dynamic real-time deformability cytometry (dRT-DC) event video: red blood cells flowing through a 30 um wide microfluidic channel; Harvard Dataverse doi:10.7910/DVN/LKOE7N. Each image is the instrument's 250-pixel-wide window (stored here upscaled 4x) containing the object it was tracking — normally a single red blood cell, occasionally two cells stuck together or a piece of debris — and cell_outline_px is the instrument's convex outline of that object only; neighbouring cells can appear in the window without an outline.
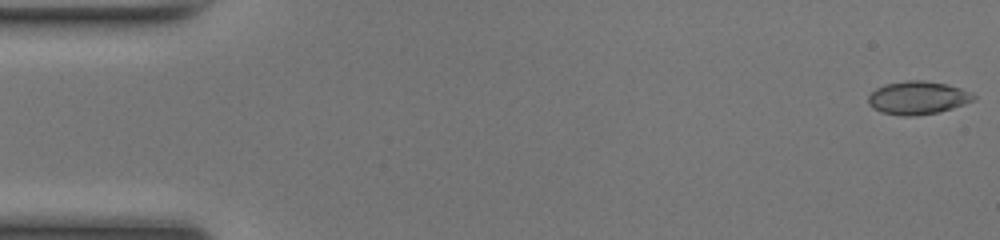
{"species": "common noctule bat (a hibernating species)", "species_latin": "Nyctalus noctula", "temperature_condition": "room temperature", "stored_images_in_passage": 49, "camera_frame_rate_fps": 3000, "um_per_image_px": 0.085, "animal": {"sex": "female", "body_mass_g": 17.0, "forearm_length_mm": 48.0}, "frame": {"image": 1, "passage_image": 1, "time_ms": 0.0, "image_size_px": [1000, 240], "cell_outline_px": [[976, 100], [952, 108], [936, 112], [916, 116], [900, 116], [880, 112], [872, 108], [868, 104], [868, 96], [876, 88], [884, 84], [904, 80], [924, 80], [944, 84], [960, 88], [972, 92], [976, 96]], "centroid_in_image_um": [77.98, 8.31], "position_along_channel_um": 7.0, "area_um2": 20.52}}
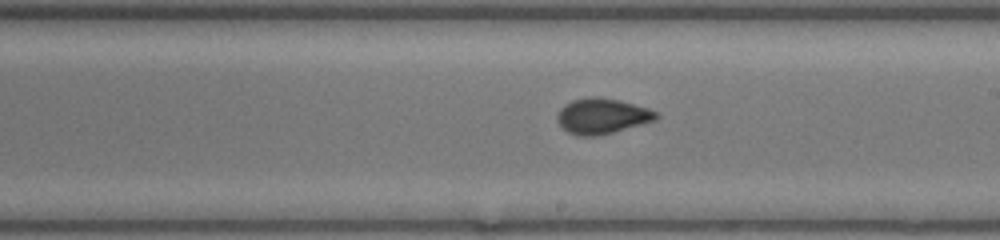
{"frame": {"image": 2, "passage_image": 28, "time_ms": 9.0, "image_size_px": [1000, 240], "cell_outline_px": [[660, 116], [656, 120], [612, 132], [596, 136], [576, 136], [568, 132], [556, 120], [556, 116], [560, 108], [564, 104], [572, 100], [592, 96], [596, 96], [616, 100], [648, 108], [656, 112]], "centroid_in_image_um": [51.14, 9.86], "position_along_channel_um": 237.9, "area_um2": 20.29}}
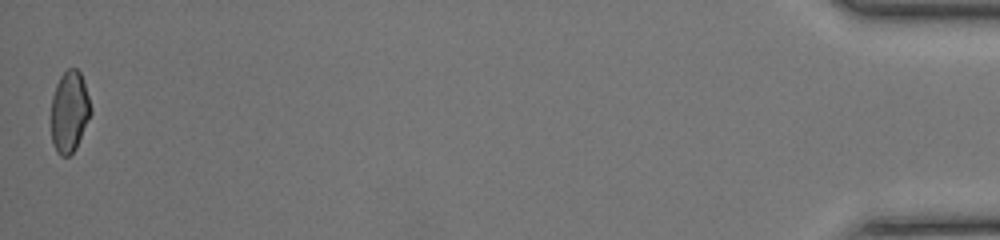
{"frame": {"image": 3, "passage_image": 49, "time_ms": 16.0, "image_size_px": [1000, 240], "cell_outline_px": [[92, 112], [76, 148], [68, 156], [60, 156], [56, 152], [52, 144], [52, 96], [56, 84], [60, 76], [68, 68], [76, 68], [80, 72], [92, 108]], "centroid_in_image_um": [5.9, 9.5], "position_along_channel_um": 429.3, "area_um2": 18.73}}